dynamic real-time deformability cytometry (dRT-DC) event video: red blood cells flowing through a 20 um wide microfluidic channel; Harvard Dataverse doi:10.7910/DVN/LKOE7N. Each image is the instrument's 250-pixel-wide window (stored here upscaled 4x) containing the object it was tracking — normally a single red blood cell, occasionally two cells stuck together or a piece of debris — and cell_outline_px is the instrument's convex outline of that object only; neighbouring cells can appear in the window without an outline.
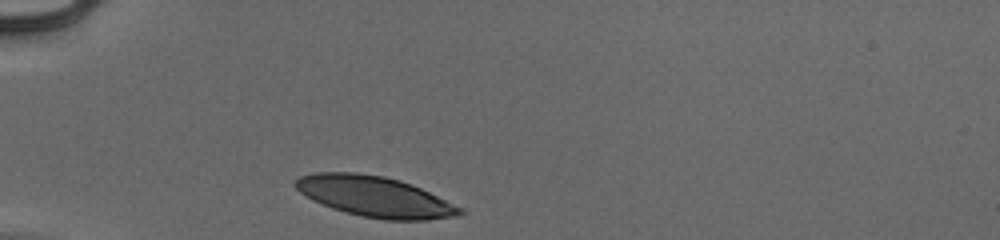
{"species": "human", "species_latin": "Homo sapiens", "temperature_condition": "cold", "stored_images_in_passage": 29, "camera_frame_rate_fps": 3000, "um_per_image_px": 0.085, "donor": {"sex": "male"}, "frame": {"image": 1, "passage_image": 1, "time_ms": 0.0, "image_size_px": [1000, 240], "cell_outline_px": [[464, 212], [456, 216], [428, 220], [384, 220], [360, 216], [344, 212], [332, 208], [312, 200], [300, 192], [292, 184], [300, 176], [316, 172], [356, 172], [384, 176], [400, 180], [412, 184], [464, 208]], "centroid_in_image_um": [31.86, 16.71], "position_along_channel_um": 53.1, "area_um2": 39.07}}
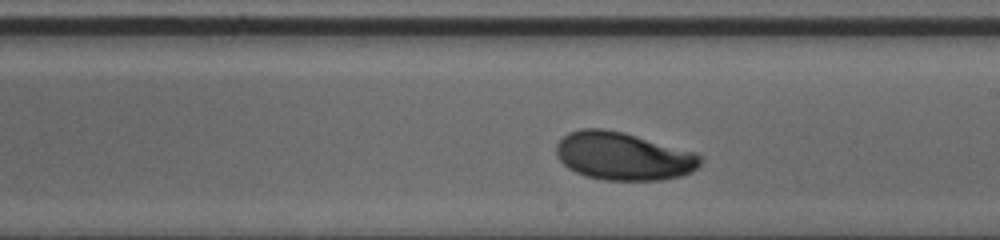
{"frame": {"image": 2, "passage_image": 17, "time_ms": 5.333, "image_size_px": [1000, 240], "cell_outline_px": [[700, 164], [692, 172], [680, 176], [664, 180], [604, 180], [588, 176], [576, 172], [568, 168], [556, 156], [556, 144], [568, 132], [580, 128], [604, 128], [624, 132], [696, 152], [700, 156]], "centroid_in_image_um": [52.97, 13.26], "position_along_channel_um": 236.0, "area_um2": 40.4}}
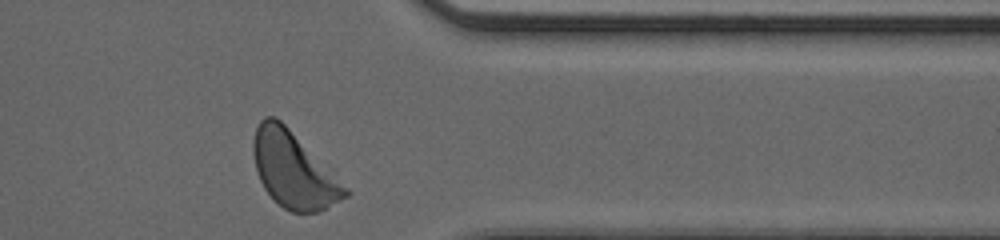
{"frame": {"image": 3, "passage_image": 29, "time_ms": 9.333, "image_size_px": [1000, 240], "cell_outline_px": [[352, 192], [348, 196], [316, 212], [292, 212], [284, 208], [264, 188], [260, 180], [256, 168], [252, 152], [252, 140], [256, 128], [260, 120], [264, 116], [276, 116]], "centroid_in_image_um": [24.92, 14.43], "position_along_channel_um": 386.5, "area_um2": 39.77}, "authors_computed_cell_mechanics": {"area_um2": 39.8242, "velocity_mm_per_s": 3.8924, "shape_relaxation_time_tau1_ms": 2.7324, "shape_relaxation_time_tau2_ms": null, "deformation_change_tau1": 0.1491, "deformation_change_tau2": null}}